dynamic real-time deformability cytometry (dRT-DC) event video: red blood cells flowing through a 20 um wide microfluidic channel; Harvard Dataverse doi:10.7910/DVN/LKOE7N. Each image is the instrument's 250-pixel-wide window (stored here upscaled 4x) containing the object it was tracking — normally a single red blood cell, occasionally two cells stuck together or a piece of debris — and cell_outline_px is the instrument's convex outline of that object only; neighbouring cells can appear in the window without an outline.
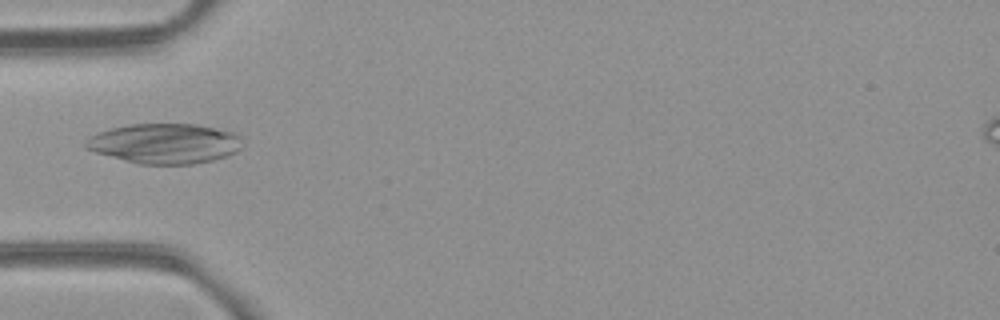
{"species": "common noctule bat (a hibernating species)", "species_latin": "Nyctalus noctula", "temperature_condition": "room temperature", "stored_images_in_passage": 3, "camera_frame_rate_fps": 3000, "um_per_image_px": 0.085, "animal": {"sex": "female", "body_mass_g": 21.9}, "frame": {"image": 1, "passage_image": 3, "time_ms": 3.0, "image_size_px": [1000, 320], "cell_outline_px": [[240, 148], [236, 152], [228, 156], [212, 160], [192, 164], [140, 164], [96, 152], [84, 148], [84, 144], [88, 136], [112, 128], [132, 124], [196, 124], [232, 132], [240, 136]], "centroid_in_image_um": [13.99, 12.2], "position_along_channel_um": 71.0, "area_um2": 36.24}}